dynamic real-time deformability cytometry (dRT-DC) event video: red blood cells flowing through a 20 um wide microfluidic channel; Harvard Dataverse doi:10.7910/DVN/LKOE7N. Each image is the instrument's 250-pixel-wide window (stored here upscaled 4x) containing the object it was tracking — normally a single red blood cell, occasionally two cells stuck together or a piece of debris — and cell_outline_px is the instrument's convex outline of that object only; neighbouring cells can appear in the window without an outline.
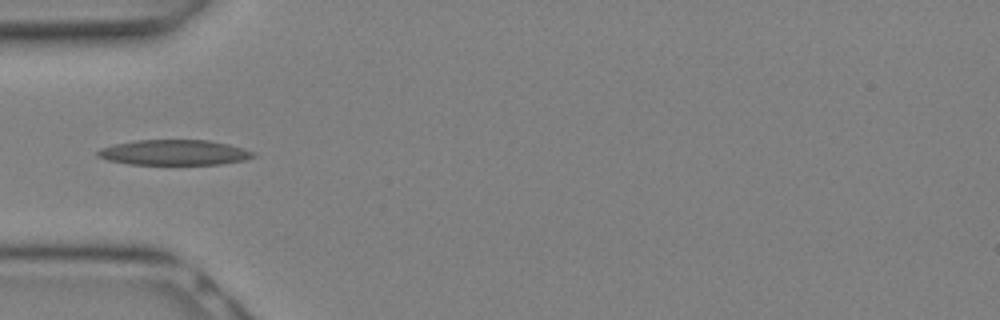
{"species": "Egyptian fruit bat (a non-hibernating species)", "species_latin": "Rousettus aegyptiacus", "temperature_condition": "warm", "stored_images_in_passage": 4, "camera_frame_rate_fps": 3000, "um_per_image_px": 0.085, "animal": {"sex": "female"}, "frame": {"image": 1, "passage_image": 3, "time_ms": 0.667, "image_size_px": [1000, 320], "cell_outline_px": [[256, 156], [244, 160], [220, 164], [128, 164], [108, 160], [96, 156], [96, 152], [100, 148], [112, 144], [136, 140], [208, 140], [228, 144], [256, 152]], "centroid_in_image_um": [14.78, 12.96], "position_along_channel_um": 70.2, "area_um2": 23.0}}